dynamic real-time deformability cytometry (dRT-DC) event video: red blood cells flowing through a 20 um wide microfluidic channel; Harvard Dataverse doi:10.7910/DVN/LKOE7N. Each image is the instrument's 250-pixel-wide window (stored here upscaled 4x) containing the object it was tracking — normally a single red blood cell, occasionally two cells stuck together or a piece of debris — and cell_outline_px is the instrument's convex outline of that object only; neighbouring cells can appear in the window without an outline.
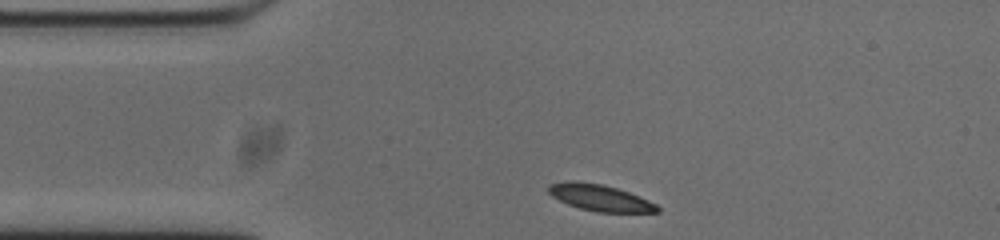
{"species": "common noctule bat (a hibernating species)", "species_latin": "Nyctalus noctula", "temperature_condition": "cold", "stored_images_in_passage": 44, "camera_frame_rate_fps": 3000, "um_per_image_px": 0.085, "animal": {"sex": "male", "body_mass_g": 20.0, "forearm_length_mm": 53.3}, "frame": {"image": 1, "passage_image": 1, "time_ms": 0.0, "image_size_px": [1000, 240], "cell_outline_px": [[660, 212], [596, 212], [580, 208], [568, 204], [552, 196], [548, 192], [548, 184], [572, 180], [576, 180], [604, 184], [640, 196], [656, 204], [660, 208]], "centroid_in_image_um": [50.99, 16.79], "position_along_channel_um": 34.0, "area_um2": 16.82}}
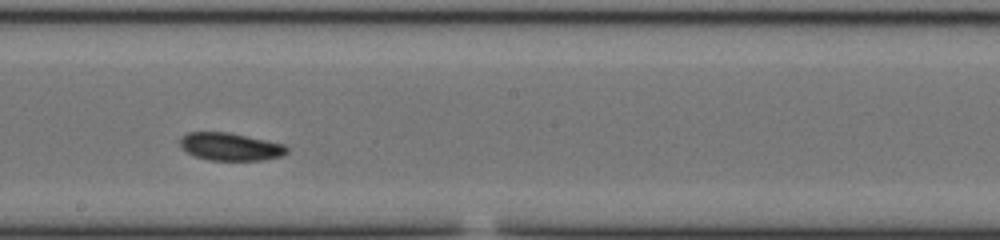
{"frame": {"image": 2, "passage_image": 19, "time_ms": 6.0, "image_size_px": [1000, 240], "cell_outline_px": [[288, 152], [280, 156], [264, 160], [208, 160], [196, 156], [180, 148], [180, 136], [188, 132], [228, 132], [284, 144], [288, 148]], "centroid_in_image_um": [19.55, 12.46], "position_along_channel_um": 228.6, "area_um2": 17.22}}
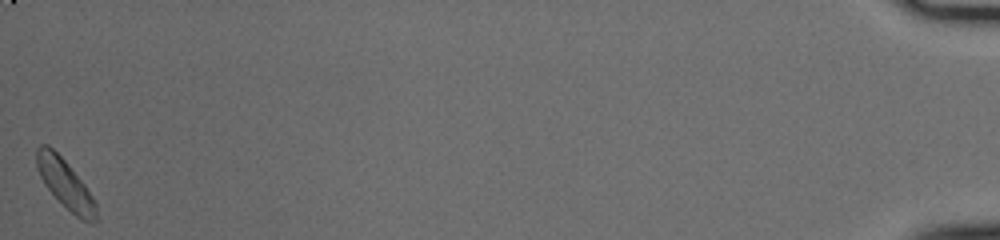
{"frame": {"image": 3, "passage_image": 44, "time_ms": 14.333, "image_size_px": [1000, 240], "cell_outline_px": [[100, 220], [92, 224], [76, 216], [44, 184], [36, 168], [36, 148], [40, 144], [48, 144], [68, 164], [84, 184], [92, 196], [96, 204]], "centroid_in_image_um": [5.57, 15.64], "position_along_channel_um": 429.6, "area_um2": 16.88}, "authors_computed_cell_mechanics": {"area_um2": 17.1955, "velocity_mm_per_s": 3.7301, "shape_relaxation_time_tau1_ms": 6.006, "shape_relaxation_time_tau2_ms": null, "deformation_change_tau1": 0.133, "deformation_change_tau2": null}}